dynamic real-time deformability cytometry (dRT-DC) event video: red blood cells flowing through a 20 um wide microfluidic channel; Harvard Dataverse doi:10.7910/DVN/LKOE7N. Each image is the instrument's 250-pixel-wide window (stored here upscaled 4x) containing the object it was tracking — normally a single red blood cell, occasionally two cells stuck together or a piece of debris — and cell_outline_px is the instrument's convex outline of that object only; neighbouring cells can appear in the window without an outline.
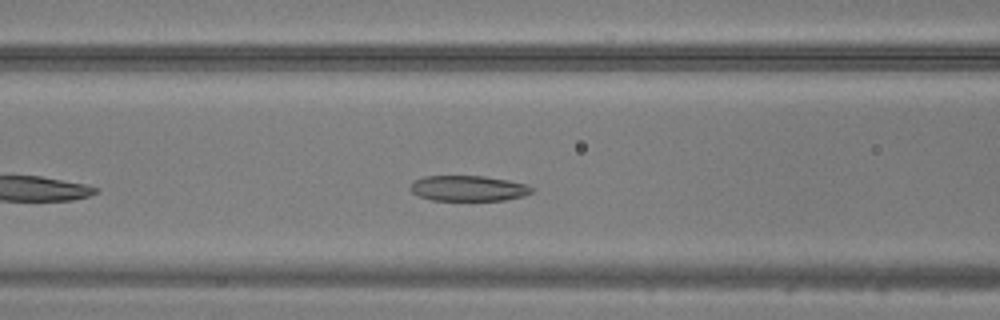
{"species": "common noctule bat (a hibernating species)", "species_latin": "Nyctalus noctula", "temperature_condition": "warm", "stored_images_in_passage": 33, "camera_frame_rate_fps": 3000, "um_per_image_px": 0.085, "animal": {"sex": "male", "body_mass_g": 20.5, "forearm_length_mm": 52.5}, "frame": {"image": 1, "passage_image": 9, "time_ms": 2.667, "image_size_px": [1000, 320], "cell_outline_px": [[536, 188], [532, 192], [524, 196], [504, 200], [432, 200], [420, 196], [412, 192], [408, 188], [416, 180], [424, 176], [484, 176], [508, 180], [528, 184]], "centroid_in_image_um": [39.86, 16.0], "position_along_channel_um": 126.7, "area_um2": 18.09}}
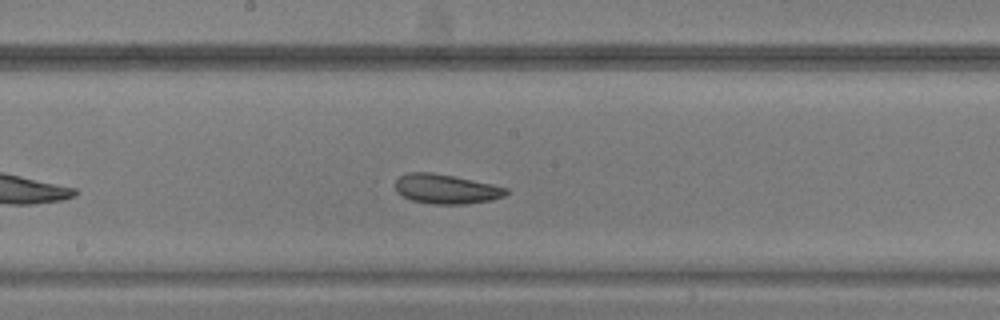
{"frame": {"image": 2, "passage_image": 15, "time_ms": 4.667, "image_size_px": [1000, 320], "cell_outline_px": [[508, 192], [504, 196], [492, 200], [468, 204], [432, 204], [412, 200], [396, 192], [396, 180], [400, 176], [408, 172], [432, 172], [492, 184], [508, 188]], "centroid_in_image_um": [37.92, 16.07], "position_along_channel_um": 210.3, "area_um2": 19.02}}
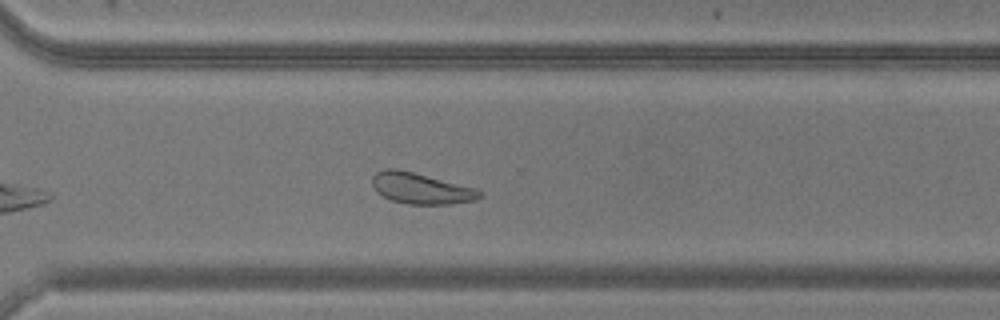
{"frame": {"image": 3, "passage_image": 24, "time_ms": 7.667, "image_size_px": [1000, 320], "cell_outline_px": [[484, 196], [476, 200], [452, 204], [408, 204], [392, 200], [376, 192], [372, 184], [372, 176], [376, 172], [384, 168], [396, 168], [476, 188], [484, 192]], "centroid_in_image_um": [35.8, 16.01], "position_along_channel_um": 334.8, "area_um2": 19.48}}